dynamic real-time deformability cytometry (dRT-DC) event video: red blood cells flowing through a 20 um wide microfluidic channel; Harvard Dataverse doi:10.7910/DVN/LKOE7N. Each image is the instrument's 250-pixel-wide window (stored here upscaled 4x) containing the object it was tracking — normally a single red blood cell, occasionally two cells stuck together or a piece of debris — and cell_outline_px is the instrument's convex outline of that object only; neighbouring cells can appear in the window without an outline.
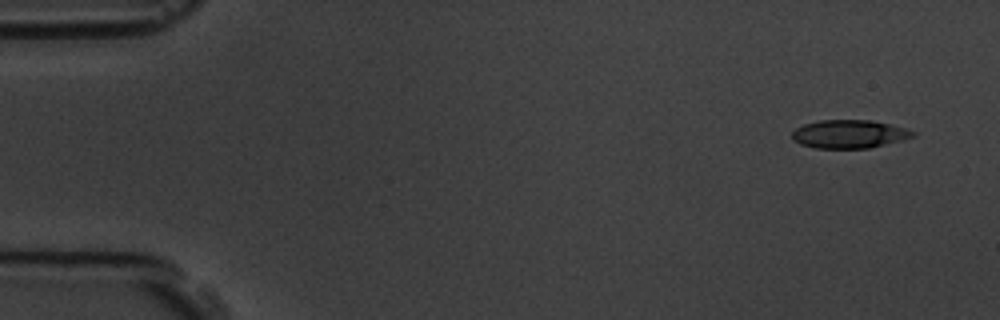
{"species": "common noctule bat (a hibernating species)", "species_latin": "Nyctalus noctula", "temperature_condition": "room temperature", "stored_images_in_passage": 5, "camera_frame_rate_fps": 3000, "um_per_image_px": 0.085, "animal": {"sex": "male", "body_mass_g": 19.5, "forearm_length_mm": 54.6}, "frame": {"image": 1, "passage_image": 1, "time_ms": 0.0, "image_size_px": [1000, 320], "cell_outline_px": [[916, 136], [904, 140], [868, 148], [816, 148], [800, 144], [792, 140], [792, 132], [796, 128], [804, 124], [820, 120], [868, 120], [888, 124], [904, 128], [916, 132]], "centroid_in_image_um": [72.18, 11.4], "position_along_channel_um": 12.8, "area_um2": 19.88}}
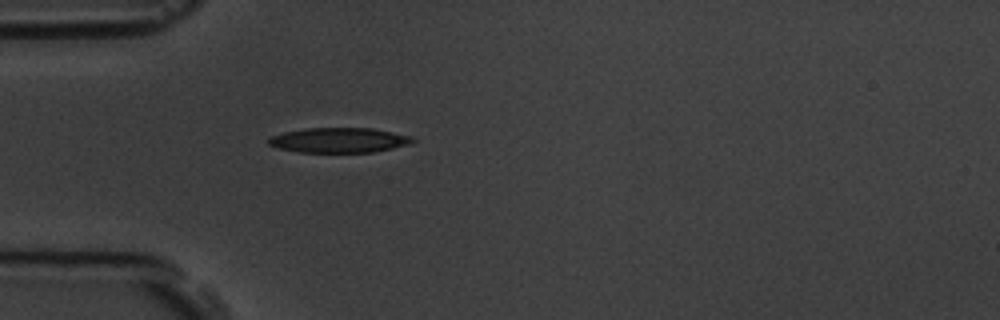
{"frame": {"image": 2, "passage_image": 5, "time_ms": 4.333, "image_size_px": [1000, 320], "cell_outline_px": [[416, 140], [412, 144], [372, 152], [300, 152], [280, 148], [268, 144], [268, 140], [272, 136], [284, 132], [308, 128], [372, 128], [412, 136]], "centroid_in_image_um": [28.87, 11.91], "position_along_channel_um": 56.1, "area_um2": 20.81}}